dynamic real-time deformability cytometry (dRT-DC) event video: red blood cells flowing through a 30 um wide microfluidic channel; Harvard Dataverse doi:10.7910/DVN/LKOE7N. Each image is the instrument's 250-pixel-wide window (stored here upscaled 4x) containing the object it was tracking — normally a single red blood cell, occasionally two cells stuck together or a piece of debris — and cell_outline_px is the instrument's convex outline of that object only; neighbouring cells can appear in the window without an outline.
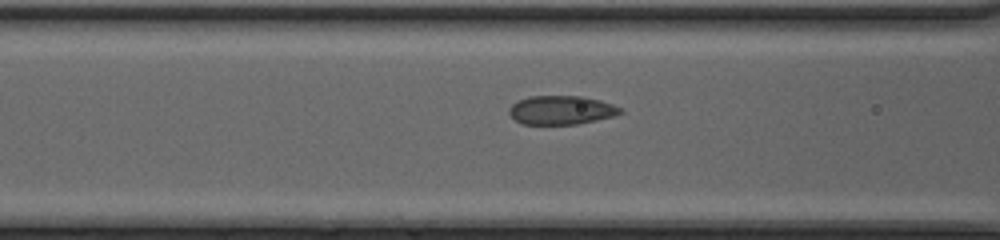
{"species": "common noctule bat (a hibernating species)", "species_latin": "Nyctalus noctula", "temperature_condition": "cold", "stored_images_in_passage": 20, "camera_frame_rate_fps": 3000, "um_per_image_px": 0.085, "animal": {"sex": "female", "body_mass_g": 20.0, "forearm_length_mm": 54.0}, "frame": {"image": 1, "passage_image": 9, "time_ms": 2.667, "image_size_px": [1000, 240], "cell_outline_px": [[624, 112], [616, 116], [576, 124], [524, 124], [516, 120], [508, 112], [508, 108], [512, 104], [528, 96], [584, 96], [600, 100], [612, 104], [620, 108]], "centroid_in_image_um": [47.73, 9.35], "position_along_channel_um": 118.9, "area_um2": 18.67}}
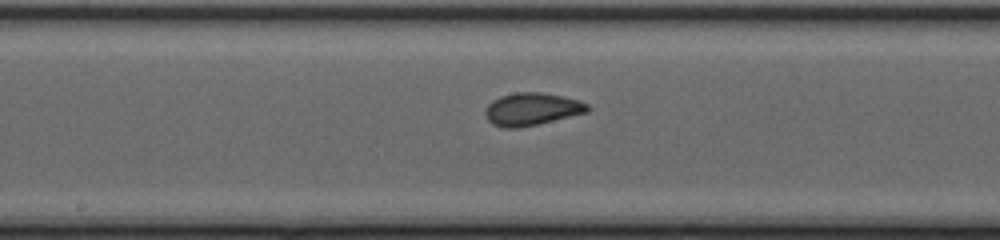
{"frame": {"image": 2, "passage_image": 15, "time_ms": 4.667, "image_size_px": [1000, 240], "cell_outline_px": [[592, 108], [588, 112], [520, 128], [504, 128], [492, 124], [488, 120], [484, 112], [488, 104], [492, 100], [500, 96], [516, 92], [540, 92], [564, 96], [588, 104]], "centroid_in_image_um": [45.19, 9.27], "position_along_channel_um": 203.0, "area_um2": 19.48}}
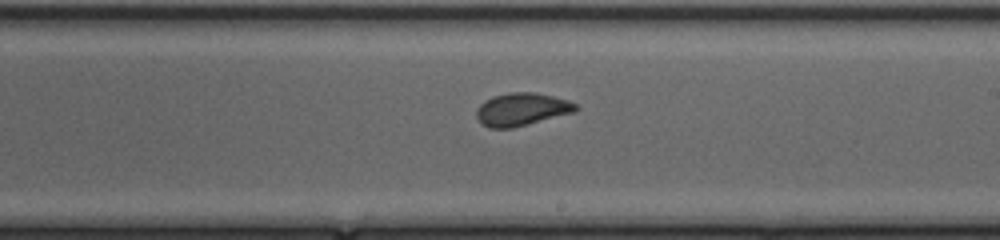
{"frame": {"image": 3, "passage_image": 18, "time_ms": 5.667, "image_size_px": [1000, 240], "cell_outline_px": [[580, 108], [576, 112], [512, 128], [488, 128], [476, 116], [476, 108], [484, 100], [492, 96], [508, 92], [536, 92], [568, 100], [576, 104]], "centroid_in_image_um": [44.36, 9.28], "position_along_channel_um": 244.6, "area_um2": 19.13}}